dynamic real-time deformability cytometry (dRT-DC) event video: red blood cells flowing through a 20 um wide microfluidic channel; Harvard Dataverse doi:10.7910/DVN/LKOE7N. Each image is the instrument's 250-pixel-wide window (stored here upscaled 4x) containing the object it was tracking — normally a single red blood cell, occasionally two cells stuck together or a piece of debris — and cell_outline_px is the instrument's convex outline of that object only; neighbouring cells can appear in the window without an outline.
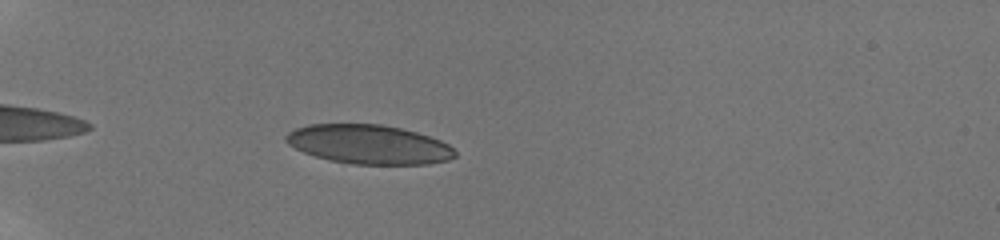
{"species": "human", "species_latin": "Homo sapiens", "temperature_condition": "room temperature", "stored_images_in_passage": 61, "camera_frame_rate_fps": 3000, "um_per_image_px": 0.085, "donor": {"sex": "male"}, "frame": {"image": 1, "passage_image": 7, "time_ms": 1.667, "image_size_px": [1000, 240], "cell_outline_px": [[456, 156], [448, 160], [428, 164], [344, 164], [328, 160], [304, 152], [288, 144], [284, 140], [284, 136], [288, 132], [296, 128], [308, 124], [380, 124], [400, 128], [416, 132], [440, 140], [448, 144], [456, 152]], "centroid_in_image_um": [31.33, 12.28], "position_along_channel_um": 53.7, "area_um2": 38.67}}
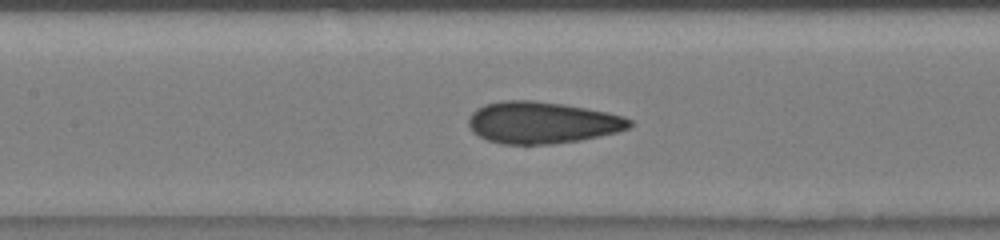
{"frame": {"image": 2, "passage_image": 17, "time_ms": 5.333, "image_size_px": [1000, 240], "cell_outline_px": [[632, 124], [628, 128], [616, 132], [600, 136], [580, 140], [552, 144], [500, 144], [488, 140], [472, 132], [468, 124], [468, 120], [472, 112], [476, 108], [484, 104], [504, 100], [532, 100], [564, 104], [608, 112], [624, 116], [632, 120]], "centroid_in_image_um": [46.06, 10.41], "position_along_channel_um": 161.3, "area_um2": 39.36}}
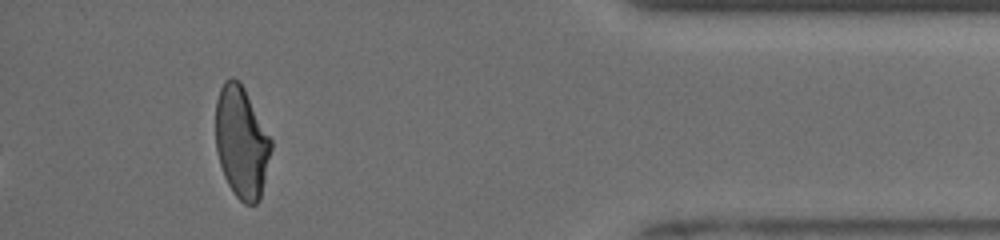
{"frame": {"image": 3, "passage_image": 55, "time_ms": 12.667, "image_size_px": [1000, 240], "cell_outline_px": [[272, 148], [260, 200], [256, 204], [244, 204], [232, 192], [224, 176], [216, 152], [216, 100], [220, 88], [224, 80], [232, 76], [240, 80], [272, 140]], "centroid_in_image_um": [20.52, 12.08], "position_along_channel_um": 414.7, "area_um2": 36.3}, "authors_computed_cell_mechanics": {"area_um2": 38.2058, "velocity_mm_per_s": 3.9224, "shape_relaxation_time_tau1_ms": 7.4257, "shape_relaxation_time_tau2_ms": 0.908, "deformation_change_tau1": 0.1565, "deformation_change_tau2": 0.0531}}